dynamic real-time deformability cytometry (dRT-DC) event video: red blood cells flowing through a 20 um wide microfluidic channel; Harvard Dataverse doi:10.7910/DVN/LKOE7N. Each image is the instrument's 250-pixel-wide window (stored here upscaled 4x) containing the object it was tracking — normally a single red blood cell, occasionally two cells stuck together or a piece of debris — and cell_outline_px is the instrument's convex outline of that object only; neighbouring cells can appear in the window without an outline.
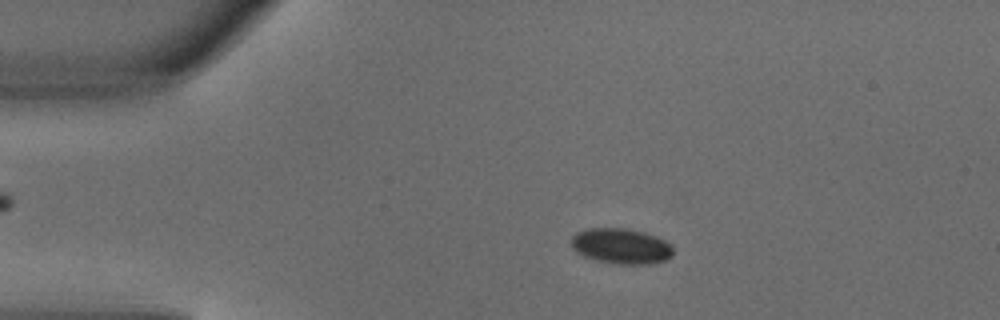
{"species": "common noctule bat (a hibernating species)", "species_latin": "Nyctalus noctula", "temperature_condition": "warm", "stored_images_in_passage": 3, "camera_frame_rate_fps": 3000, "um_per_image_px": 0.085, "animal": {"sex": "male", "body_mass_g": 18.8}, "frame": {"image": 1, "passage_image": 2, "time_ms": 0.333, "image_size_px": [1000, 320], "cell_outline_px": [[672, 256], [664, 260], [648, 264], [620, 264], [596, 260], [584, 256], [576, 252], [572, 248], [572, 236], [576, 232], [588, 228], [624, 228], [644, 232], [656, 236], [672, 244]], "centroid_in_image_um": [52.79, 20.91], "position_along_channel_um": 32.2, "area_um2": 21.04}}